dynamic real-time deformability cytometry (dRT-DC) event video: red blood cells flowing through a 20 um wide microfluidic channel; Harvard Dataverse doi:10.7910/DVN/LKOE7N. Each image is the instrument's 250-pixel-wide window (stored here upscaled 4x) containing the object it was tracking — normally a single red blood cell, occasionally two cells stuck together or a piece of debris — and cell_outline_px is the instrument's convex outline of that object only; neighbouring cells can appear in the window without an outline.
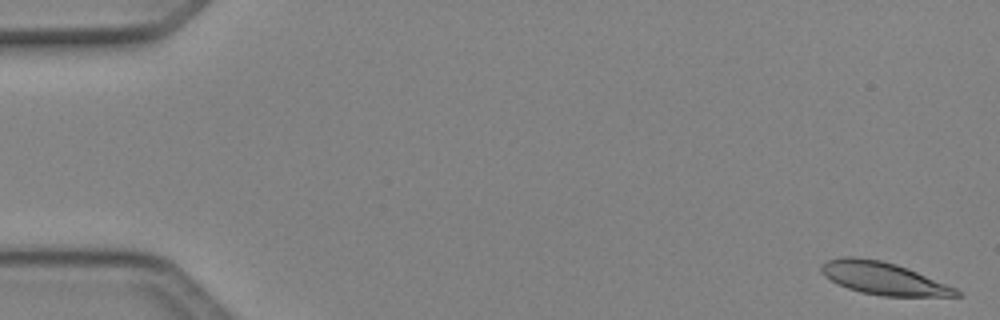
{"species": "Egyptian fruit bat (a non-hibernating species)", "species_latin": "Rousettus aegyptiacus", "temperature_condition": "cold", "stored_images_in_passage": 49, "camera_frame_rate_fps": 3000, "um_per_image_px": 0.085, "animal": {"sex": "female"}, "frame": {"image": 1, "passage_image": 1, "time_ms": 0.0, "image_size_px": [1000, 320], "cell_outline_px": [[964, 296], [884, 296], [860, 292], [848, 288], [824, 276], [820, 272], [820, 268], [828, 260], [844, 256], [852, 256], [880, 260], [896, 264], [908, 268], [956, 288]], "centroid_in_image_um": [75.1, 23.66], "position_along_channel_um": 9.9, "area_um2": 25.32}}
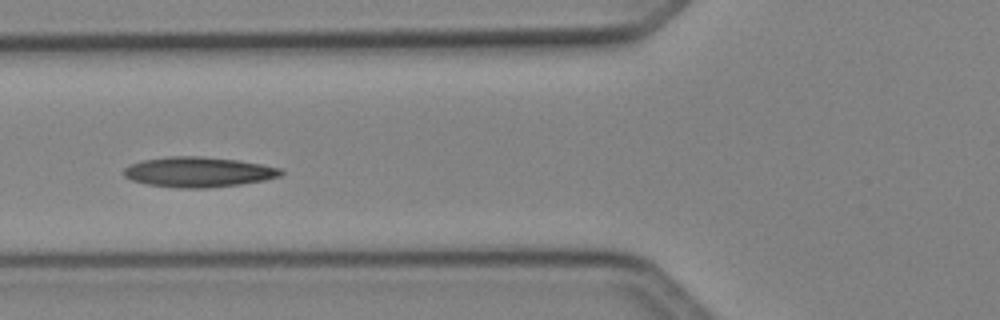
{"frame": {"image": 2, "passage_image": 19, "time_ms": 6.0, "image_size_px": [1000, 320], "cell_outline_px": [[284, 172], [280, 176], [264, 180], [240, 184], [208, 188], [180, 188], [148, 184], [132, 180], [124, 176], [124, 168], [132, 164], [144, 160], [168, 156], [200, 156], [240, 160], [280, 168]], "centroid_in_image_um": [16.88, 14.62], "position_along_channel_um": 108.9, "area_um2": 27.46}}
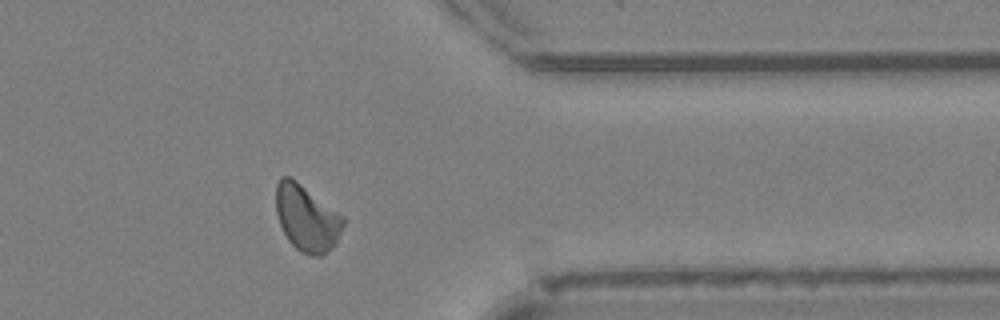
{"frame": {"image": 3, "passage_image": 40, "time_ms": 13.0, "image_size_px": [1000, 320], "cell_outline_px": [[344, 224], [336, 244], [324, 256], [312, 256], [300, 252], [288, 240], [280, 224], [276, 212], [276, 184], [280, 176], [288, 176], [296, 180], [344, 216]], "centroid_in_image_um": [26.08, 18.55], "position_along_channel_um": 385.3, "area_um2": 26.13}, "authors_computed_cell_mechanics": {"area_um2": 25.8366, "velocity_mm_per_s": 4.1112, "shape_relaxation_time_tau1_ms": 7.5476, "shape_relaxation_time_tau2_ms": 4.6678, "deformation_change_tau1": 0.1628, "deformation_change_tau2": 0.1204}}